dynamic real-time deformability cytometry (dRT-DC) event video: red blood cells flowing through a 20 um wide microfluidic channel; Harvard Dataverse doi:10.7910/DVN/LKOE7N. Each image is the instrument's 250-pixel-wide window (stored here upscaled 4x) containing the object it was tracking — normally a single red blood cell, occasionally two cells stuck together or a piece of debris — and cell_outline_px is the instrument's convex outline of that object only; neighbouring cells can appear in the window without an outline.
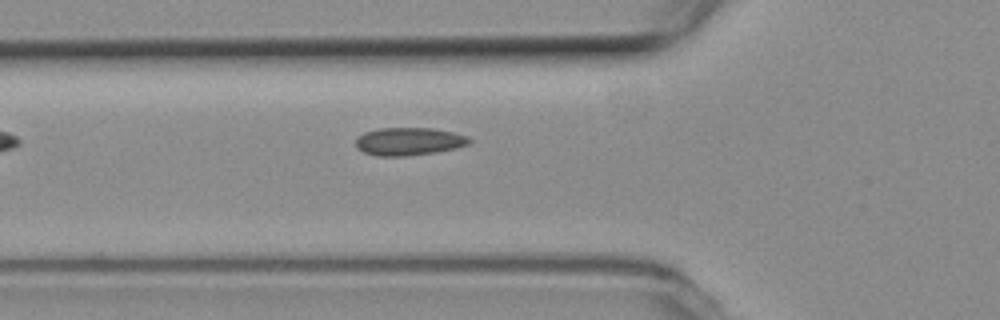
{"species": "common noctule bat (a hibernating species)", "species_latin": "Nyctalus noctula", "temperature_condition": "room temperature", "stored_images_in_passage": 33, "camera_frame_rate_fps": 3000, "um_per_image_px": 0.085, "animal": {"sex": "female", "body_mass_g": 19.3, "forearm_length_mm": 54.1}, "frame": {"image": 1, "passage_image": 2, "time_ms": 0.333, "image_size_px": [1000, 320], "cell_outline_px": [[472, 140], [468, 144], [456, 148], [436, 152], [408, 156], [376, 156], [364, 152], [356, 148], [356, 136], [364, 132], [380, 128], [432, 128], [452, 132], [468, 136]], "centroid_in_image_um": [34.73, 12.02], "position_along_channel_um": 91.1, "area_um2": 18.55}}
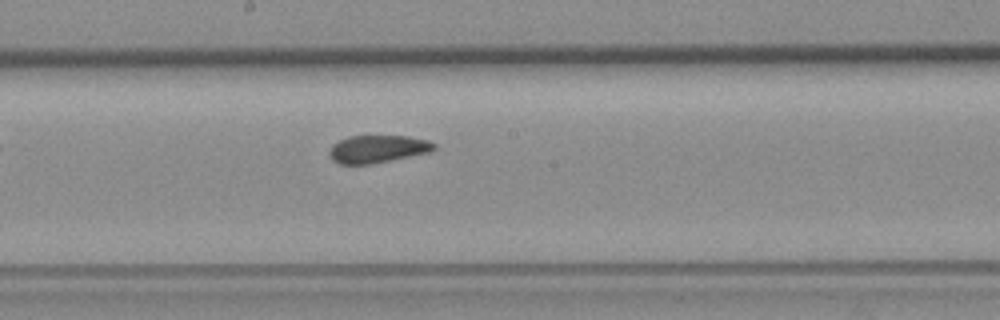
{"frame": {"image": 2, "passage_image": 12, "time_ms": 3.667, "image_size_px": [1000, 320], "cell_outline_px": [[436, 148], [428, 152], [372, 164], [340, 164], [332, 160], [328, 152], [332, 144], [348, 136], [408, 136], [428, 140], [436, 144]], "centroid_in_image_um": [32.07, 12.66], "position_along_channel_um": 216.1, "area_um2": 16.82}}
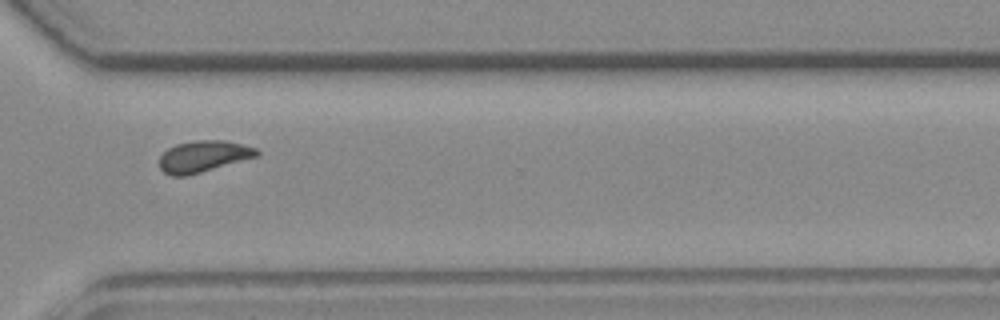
{"frame": {"image": 3, "passage_image": 23, "time_ms": 7.333, "image_size_px": [1000, 320], "cell_outline_px": [[260, 156], [200, 172], [184, 176], [172, 176], [164, 172], [160, 168], [160, 156], [168, 148], [176, 144], [196, 140], [224, 140], [256, 148], [260, 152]], "centroid_in_image_um": [17.3, 13.29], "position_along_channel_um": 353.3, "area_um2": 17.74}}